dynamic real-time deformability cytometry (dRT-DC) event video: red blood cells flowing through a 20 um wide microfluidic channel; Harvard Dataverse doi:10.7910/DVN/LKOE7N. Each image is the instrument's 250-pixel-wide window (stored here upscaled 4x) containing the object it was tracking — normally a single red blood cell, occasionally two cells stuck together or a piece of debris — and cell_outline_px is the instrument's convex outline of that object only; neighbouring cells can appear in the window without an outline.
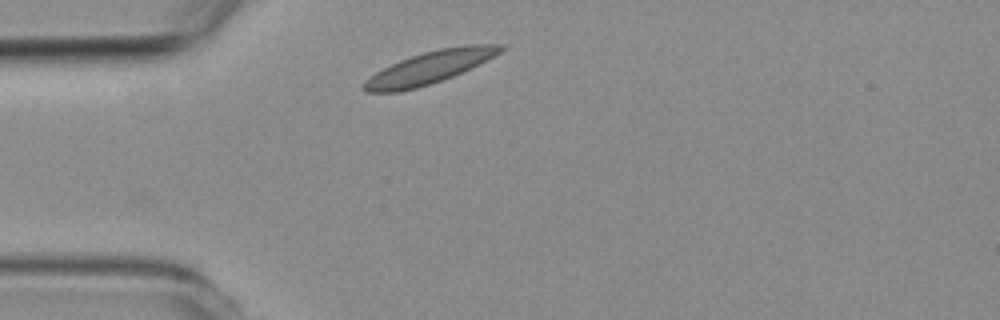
{"species": "common noctule bat (a hibernating species)", "species_latin": "Nyctalus noctula", "temperature_condition": "room temperature", "stored_images_in_passage": 2, "camera_frame_rate_fps": 3000, "um_per_image_px": 0.085, "animal": {"sex": "female", "body_mass_g": 19.3, "forearm_length_mm": 54.1}, "frame": {"image": 1, "passage_image": 2, "time_ms": 1.0, "image_size_px": [1000, 320], "cell_outline_px": [[508, 48], [452, 76], [416, 88], [400, 92], [364, 92], [360, 88], [360, 84], [368, 76], [400, 60], [424, 52], [440, 48], [464, 44], [508, 44]], "centroid_in_image_um": [36.45, 5.73], "position_along_channel_um": 48.5, "area_um2": 25.55}}